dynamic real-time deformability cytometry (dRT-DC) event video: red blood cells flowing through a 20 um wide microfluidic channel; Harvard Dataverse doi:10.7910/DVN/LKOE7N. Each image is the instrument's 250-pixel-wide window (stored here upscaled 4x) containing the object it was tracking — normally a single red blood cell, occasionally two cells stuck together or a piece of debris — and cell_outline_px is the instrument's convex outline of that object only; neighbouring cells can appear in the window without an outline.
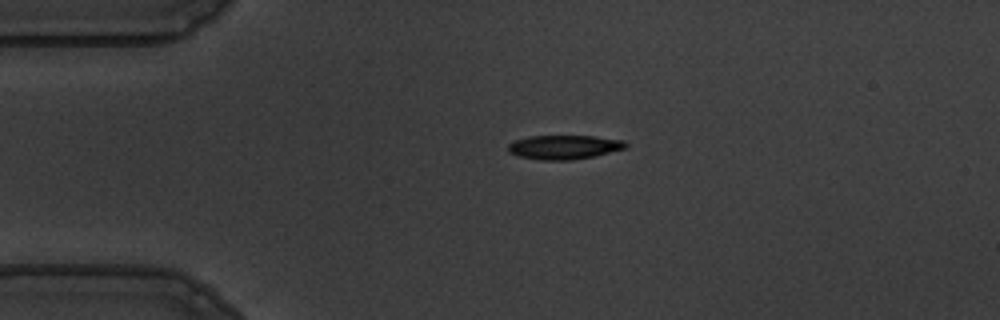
{"species": "common noctule bat (a hibernating species)", "species_latin": "Nyctalus noctula", "temperature_condition": "warm", "stored_images_in_passage": 44, "camera_frame_rate_fps": 3000, "um_per_image_px": 0.085, "animal": {"sex": "male", "body_mass_g": 19.5, "forearm_length_mm": 54.6}, "frame": {"image": 1, "passage_image": 1, "time_ms": 0.0, "image_size_px": [1000, 320], "cell_outline_px": [[628, 148], [592, 156], [572, 160], [540, 160], [520, 156], [508, 152], [508, 144], [516, 140], [528, 136], [592, 136], [624, 140], [628, 144]], "centroid_in_image_um": [47.96, 12.5], "position_along_channel_um": 37.0, "area_um2": 16.47}}
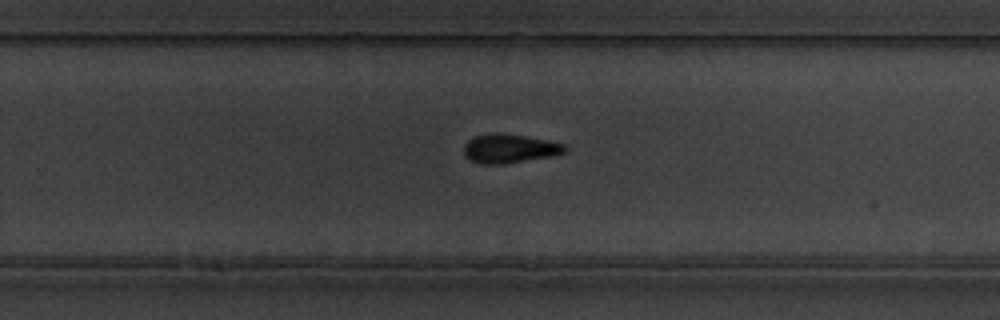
{"frame": {"image": 2, "passage_image": 24, "time_ms": 7.667, "image_size_px": [1000, 320], "cell_outline_px": [[568, 148], [564, 152], [556, 156], [504, 164], [480, 164], [464, 156], [464, 144], [468, 140], [476, 136], [492, 132], [496, 132], [524, 136], [564, 144]], "centroid_in_image_um": [43.3, 12.64], "position_along_channel_um": 286.5, "area_um2": 17.11}}
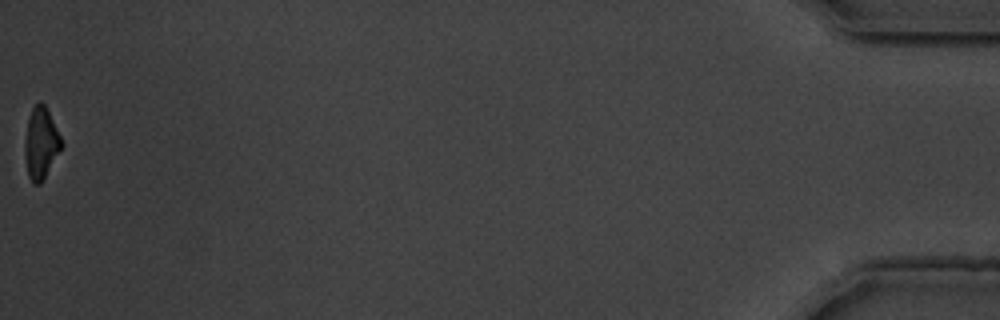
{"frame": {"image": 3, "passage_image": 44, "time_ms": 14.333, "image_size_px": [1000, 320], "cell_outline_px": [[64, 144], [40, 184], [32, 184], [28, 176], [24, 156], [24, 140], [28, 120], [32, 108], [40, 100], [44, 104]], "centroid_in_image_um": [3.45, 12.19], "position_along_channel_um": 431.7, "area_um2": 15.14}, "authors_computed_cell_mechanics": {"area_um2": 16.9643, "velocity_mm_per_s": 3.6731, "shape_relaxation_time_tau1_ms": 5.1158, "shape_relaxation_time_tau2_ms": 6.1206, "deformation_change_tau1": 0.1696, "deformation_change_tau2": 0.1374}}